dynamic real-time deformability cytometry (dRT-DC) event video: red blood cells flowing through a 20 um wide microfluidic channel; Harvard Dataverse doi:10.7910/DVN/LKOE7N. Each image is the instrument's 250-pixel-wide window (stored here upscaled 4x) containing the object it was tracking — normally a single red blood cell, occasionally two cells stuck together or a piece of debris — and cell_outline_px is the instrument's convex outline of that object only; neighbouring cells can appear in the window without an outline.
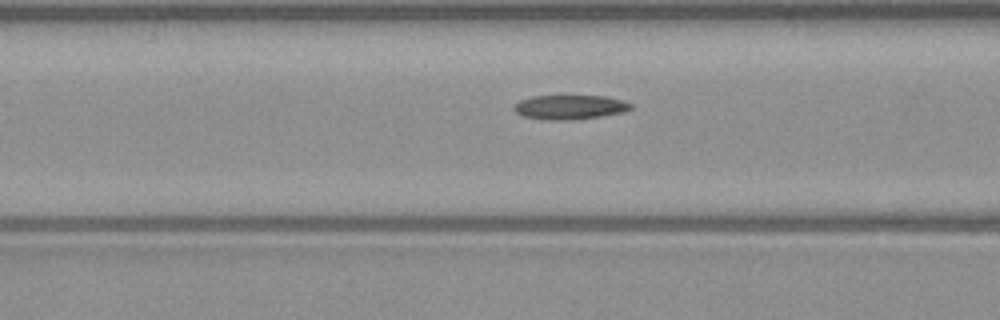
{"species": "common noctule bat (a hibernating species)", "species_latin": "Nyctalus noctula", "temperature_condition": "warm", "stored_images_in_passage": 40, "camera_frame_rate_fps": 3000, "um_per_image_px": 0.085, "animal": {"sex": "male", "body_mass_g": 23.1, "forearm_length_mm": 52.7}, "frame": {"image": 1, "passage_image": 9, "time_ms": 2.667, "image_size_px": [1000, 320], "cell_outline_px": [[632, 108], [624, 112], [600, 116], [572, 120], [548, 120], [524, 116], [516, 112], [512, 108], [520, 100], [532, 96], [604, 96], [624, 100], [632, 104]], "centroid_in_image_um": [48.45, 9.1], "position_along_channel_um": 118.1, "area_um2": 16.53}}
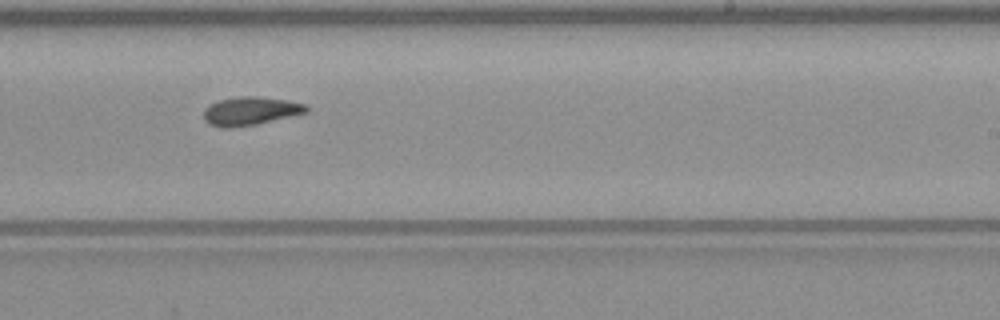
{"frame": {"image": 2, "passage_image": 20, "time_ms": 6.333, "image_size_px": [1000, 320], "cell_outline_px": [[308, 112], [256, 124], [232, 128], [220, 128], [208, 124], [204, 120], [204, 108], [208, 104], [220, 100], [236, 96], [256, 96], [288, 100], [308, 104]], "centroid_in_image_um": [21.26, 9.43], "position_along_channel_um": 267.7, "area_um2": 17.22}}
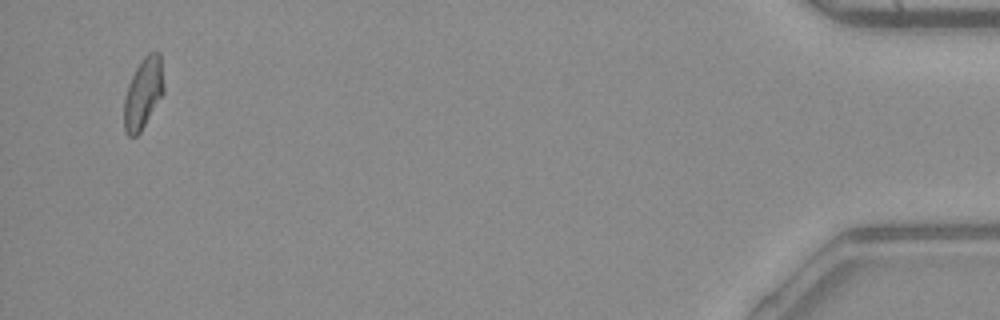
{"frame": {"image": 3, "passage_image": 38, "time_ms": 12.333, "image_size_px": [1000, 320], "cell_outline_px": [[164, 92], [140, 132], [136, 136], [128, 136], [124, 128], [124, 96], [128, 84], [136, 68], [144, 56], [148, 52], [160, 52], [164, 88]], "centroid_in_image_um": [12.16, 7.91], "position_along_channel_um": 423.0, "area_um2": 16.3}, "authors_computed_cell_mechanics": {"area_um2": 16.473, "velocity_mm_per_s": 4.0794, "shape_relaxation_time_tau1_ms": 9.124, "shape_relaxation_time_tau2_ms": null, "deformation_change_tau1": 0.2556, "deformation_change_tau2": null}}